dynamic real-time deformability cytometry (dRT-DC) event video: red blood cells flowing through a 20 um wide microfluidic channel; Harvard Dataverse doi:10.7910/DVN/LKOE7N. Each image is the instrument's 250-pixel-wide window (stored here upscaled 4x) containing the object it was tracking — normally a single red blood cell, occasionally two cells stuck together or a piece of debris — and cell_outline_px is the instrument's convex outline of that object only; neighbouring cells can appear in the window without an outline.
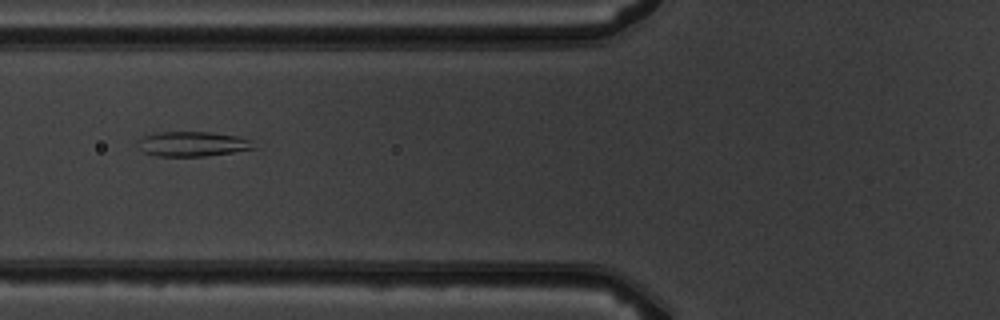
{"species": "common noctule bat (a hibernating species)", "species_latin": "Nyctalus noctula", "temperature_condition": "warm", "stored_images_in_passage": 7, "camera_frame_rate_fps": 3000, "um_per_image_px": 0.085, "animal": {"sex": "male", "body_mass_g": 19.5, "forearm_length_mm": 54.6}, "frame": {"image": 1, "passage_image": 6, "time_ms": 6.0, "image_size_px": [1000, 320], "cell_outline_px": [[256, 148], [232, 152], [204, 156], [156, 156], [144, 152], [136, 148], [136, 140], [144, 136], [160, 132], [212, 132], [236, 136], [252, 140]], "centroid_in_image_um": [16.31, 12.23], "position_along_channel_um": 109.5, "area_um2": 16.88}}